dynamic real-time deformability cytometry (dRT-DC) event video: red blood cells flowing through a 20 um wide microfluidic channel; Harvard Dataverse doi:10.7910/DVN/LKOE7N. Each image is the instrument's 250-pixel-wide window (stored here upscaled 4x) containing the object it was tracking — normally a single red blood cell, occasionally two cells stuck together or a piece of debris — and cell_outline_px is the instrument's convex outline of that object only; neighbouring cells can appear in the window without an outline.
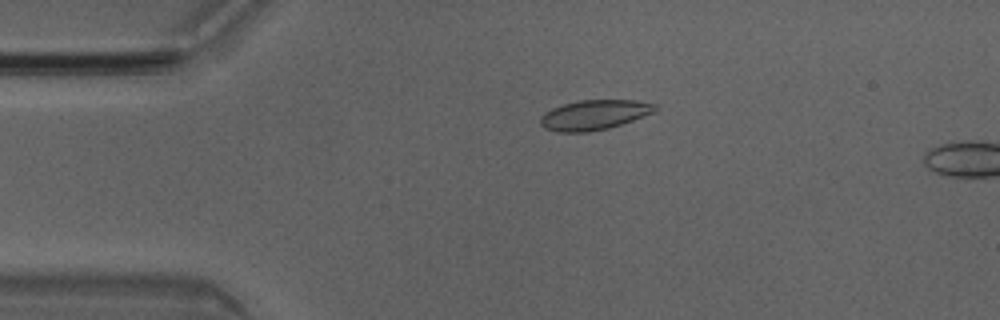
{"species": "Egyptian fruit bat (a non-hibernating species)", "species_latin": "Rousettus aegyptiacus", "temperature_condition": "room temperature", "stored_images_in_passage": 4, "camera_frame_rate_fps": 3000, "um_per_image_px": 0.085, "animal": {"sex": "male"}, "frame": {"image": 1, "passage_image": 3, "time_ms": 0.667, "image_size_px": [1000, 320], "cell_outline_px": [[660, 108], [656, 112], [608, 128], [588, 132], [560, 132], [544, 128], [540, 124], [540, 116], [544, 112], [552, 108], [564, 104], [580, 100], [636, 100], [656, 104]], "centroid_in_image_um": [50.52, 9.76], "position_along_channel_um": 34.5, "area_um2": 20.06}}